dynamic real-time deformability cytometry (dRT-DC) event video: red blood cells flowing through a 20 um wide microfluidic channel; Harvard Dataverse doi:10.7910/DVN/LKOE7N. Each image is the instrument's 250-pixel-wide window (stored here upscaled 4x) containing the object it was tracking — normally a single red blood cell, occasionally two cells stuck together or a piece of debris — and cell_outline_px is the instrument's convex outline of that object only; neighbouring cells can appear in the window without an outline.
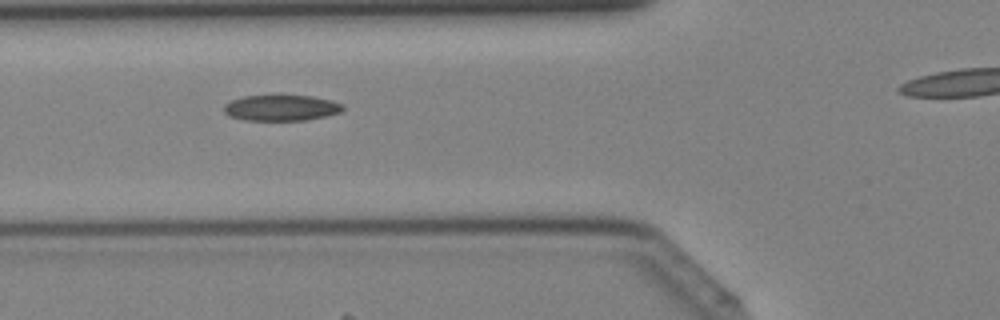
{"species": "Egyptian fruit bat (a non-hibernating species)", "species_latin": "Rousettus aegyptiacus", "temperature_condition": "cold", "stored_images_in_passage": 37, "camera_frame_rate_fps": 3000, "um_per_image_px": 0.085, "animal": {"sex": "female"}, "frame": {"image": 1, "passage_image": 16, "time_ms": 5.0, "image_size_px": [1000, 320], "cell_outline_px": [[344, 108], [340, 112], [328, 116], [308, 120], [244, 120], [228, 116], [224, 112], [224, 104], [232, 100], [244, 96], [312, 96], [332, 100], [344, 104]], "centroid_in_image_um": [23.93, 9.17], "position_along_channel_um": 101.9, "area_um2": 17.98}}
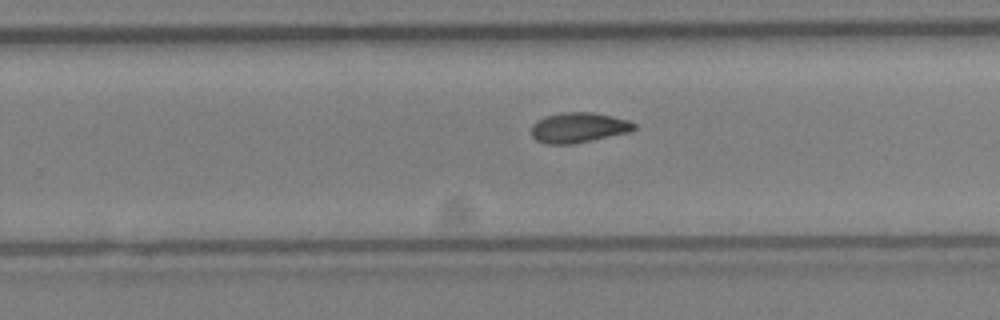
{"frame": {"image": 2, "passage_image": 27, "time_ms": 8.667, "image_size_px": [1000, 320], "cell_outline_px": [[636, 128], [628, 132], [592, 140], [572, 144], [548, 144], [536, 140], [532, 136], [532, 124], [536, 120], [544, 116], [560, 112], [596, 112], [628, 120], [636, 124]], "centroid_in_image_um": [49.15, 10.83], "position_along_channel_um": 280.6, "area_um2": 18.15}}
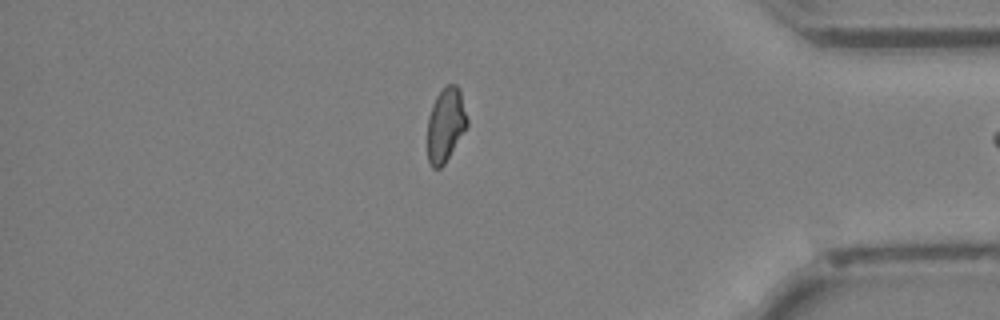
{"frame": {"image": 3, "passage_image": 36, "time_ms": 11.667, "image_size_px": [1000, 320], "cell_outline_px": [[468, 124], [444, 164], [440, 168], [432, 168], [428, 160], [428, 116], [432, 104], [436, 96], [448, 84], [456, 84], [460, 88], [468, 120]], "centroid_in_image_um": [37.88, 10.58], "position_along_channel_um": 397.3, "area_um2": 16.99}}